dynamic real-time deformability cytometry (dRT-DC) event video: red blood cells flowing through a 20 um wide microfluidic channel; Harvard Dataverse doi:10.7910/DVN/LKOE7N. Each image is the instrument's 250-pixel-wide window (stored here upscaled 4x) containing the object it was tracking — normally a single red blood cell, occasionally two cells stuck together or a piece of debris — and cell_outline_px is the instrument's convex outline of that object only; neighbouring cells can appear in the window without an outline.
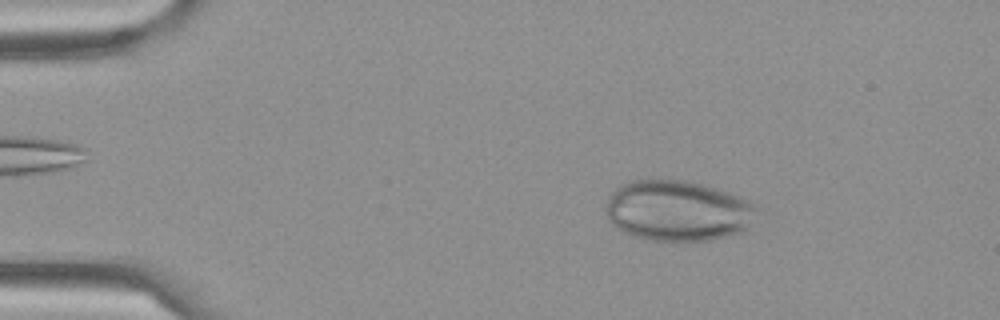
{"species": "Egyptian fruit bat (a non-hibernating species)", "species_latin": "Rousettus aegyptiacus", "temperature_condition": "cold", "stored_images_in_passage": 58, "camera_frame_rate_fps": 3000, "um_per_image_px": 0.085, "frame": {"image": 1, "passage_image": 9, "time_ms": 2.667, "image_size_px": [1000, 320], "cell_outline_px": [[752, 208], [748, 228], [740, 232], [708, 240], [648, 240], [636, 236], [616, 228], [608, 220], [604, 208], [612, 192], [620, 184], [628, 180], [680, 180], [700, 184], [716, 188], [728, 192], [748, 200], [752, 204]], "centroid_in_image_um": [57.5, 17.9], "position_along_channel_um": 27.5, "area_um2": 52.48}}
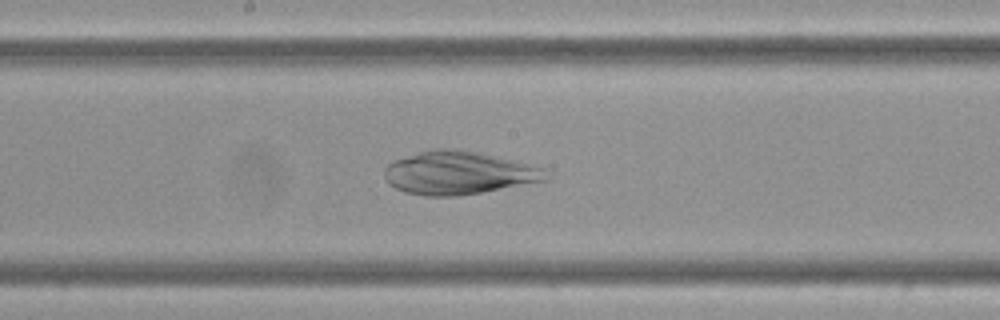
{"frame": {"image": 2, "passage_image": 31, "time_ms": 10.0, "image_size_px": [1000, 320], "cell_outline_px": [[544, 180], [480, 192], [456, 196], [424, 196], [404, 192], [388, 184], [384, 176], [384, 168], [392, 160], [420, 152], [436, 148], [452, 148], [476, 152], [528, 164], [544, 168]], "centroid_in_image_um": [38.85, 14.69], "position_along_channel_um": 209.3, "area_um2": 39.88}}
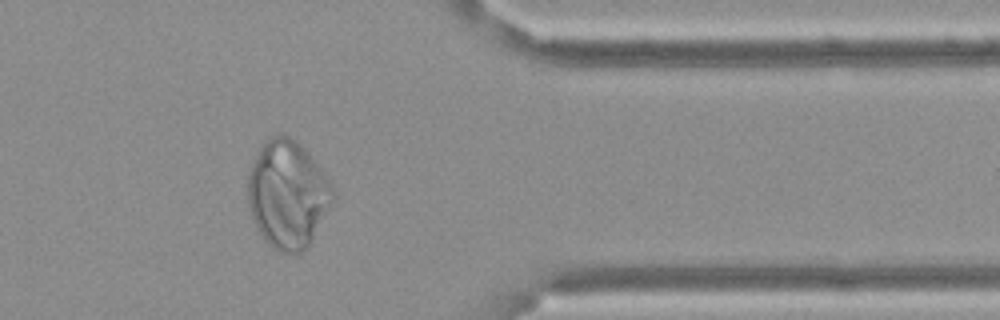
{"frame": {"image": 3, "passage_image": 48, "time_ms": 15.667, "image_size_px": [1000, 320], "cell_outline_px": [[336, 196], [308, 244], [300, 252], [280, 252], [272, 248], [268, 244], [260, 232], [252, 216], [248, 204], [248, 172], [256, 152], [264, 140], [280, 132], [284, 132], [292, 136], [312, 156], [336, 188]], "centroid_in_image_um": [24.45, 16.43], "position_along_channel_um": 386.9, "area_um2": 53.58}}